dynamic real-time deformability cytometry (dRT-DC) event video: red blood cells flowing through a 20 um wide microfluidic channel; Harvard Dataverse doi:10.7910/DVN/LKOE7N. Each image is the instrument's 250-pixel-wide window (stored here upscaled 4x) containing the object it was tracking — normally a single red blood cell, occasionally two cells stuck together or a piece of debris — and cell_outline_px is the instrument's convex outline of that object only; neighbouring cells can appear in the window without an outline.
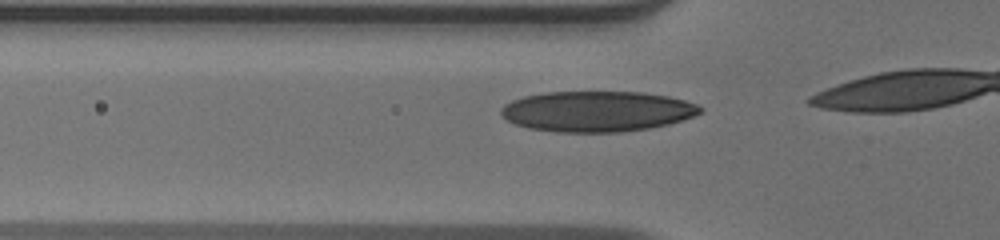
{"species": "human", "species_latin": "Homo sapiens", "temperature_condition": "warm", "stored_images_in_passage": 14, "camera_frame_rate_fps": 3000, "um_per_image_px": 0.085, "donor": {"sex": "male"}, "frame": {"image": 1, "passage_image": 9, "time_ms": 2.667, "image_size_px": [1000, 240], "cell_outline_px": [[704, 108], [700, 112], [684, 120], [668, 124], [648, 128], [620, 132], [556, 132], [528, 128], [516, 124], [500, 116], [500, 108], [504, 104], [512, 100], [524, 96], [548, 92], [644, 92], [668, 96], [684, 100], [696, 104]], "centroid_in_image_um": [50.73, 9.46], "position_along_channel_um": 75.1, "area_um2": 47.16}}